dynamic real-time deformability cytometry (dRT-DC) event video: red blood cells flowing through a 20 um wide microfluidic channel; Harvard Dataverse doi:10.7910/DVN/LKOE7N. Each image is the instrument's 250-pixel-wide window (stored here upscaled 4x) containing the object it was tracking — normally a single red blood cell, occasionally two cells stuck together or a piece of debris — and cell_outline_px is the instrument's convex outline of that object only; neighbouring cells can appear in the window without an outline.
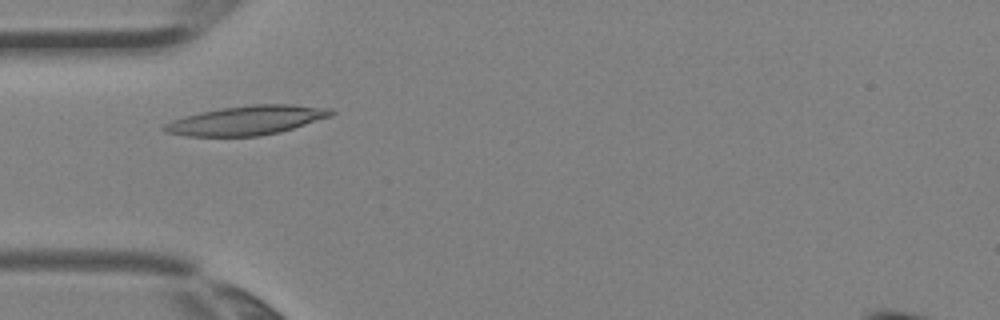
{"species": "Egyptian fruit bat (a non-hibernating species)", "species_latin": "Rousettus aegyptiacus", "temperature_condition": "room temperature", "stored_images_in_passage": 2, "camera_frame_rate_fps": 3000, "um_per_image_px": 0.085, "animal": {"sex": "female"}, "frame": {"image": 1, "passage_image": 1, "time_ms": 0.0, "image_size_px": [1000, 320], "cell_outline_px": [[336, 112], [332, 116], [280, 132], [260, 136], [188, 136], [164, 132], [160, 128], [164, 124], [172, 120], [184, 116], [200, 112], [220, 108], [252, 104], [292, 104], [332, 108]], "centroid_in_image_um": [20.98, 10.22], "position_along_channel_um": 64.0, "area_um2": 28.61}}
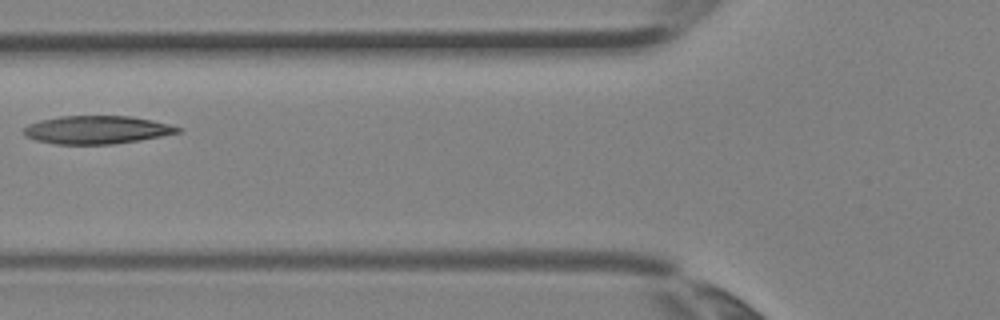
{"frame": {"image": 2, "passage_image": 2, "time_ms": 0.333, "image_size_px": [1000, 320], "cell_outline_px": [[184, 128], [180, 132], [140, 140], [112, 144], [56, 144], [36, 140], [24, 136], [24, 128], [28, 124], [40, 120], [60, 116], [132, 116], [152, 120]], "centroid_in_image_um": [8.22, 11.03], "position_along_channel_um": 117.6, "area_um2": 25.2}}